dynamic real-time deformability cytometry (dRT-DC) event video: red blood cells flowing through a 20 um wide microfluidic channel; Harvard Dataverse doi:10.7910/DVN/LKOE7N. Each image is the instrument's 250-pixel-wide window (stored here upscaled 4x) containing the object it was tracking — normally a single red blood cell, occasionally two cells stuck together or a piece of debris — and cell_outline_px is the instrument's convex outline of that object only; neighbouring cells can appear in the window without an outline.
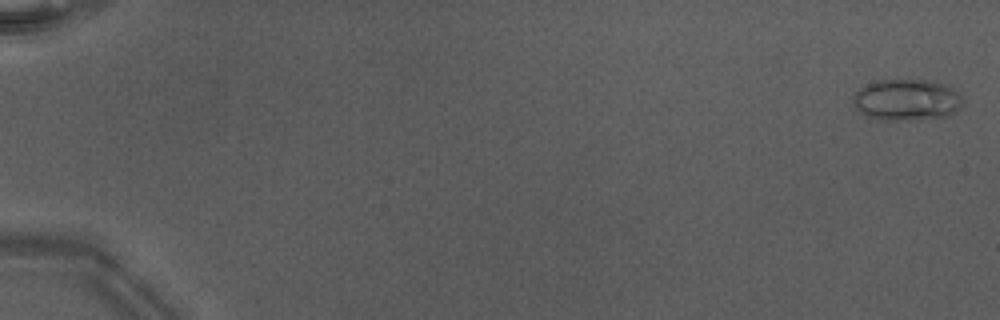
{"species": "Egyptian fruit bat (a non-hibernating species)", "species_latin": "Rousettus aegyptiacus", "temperature_condition": "warm", "stored_images_in_passage": 17, "camera_frame_rate_fps": 3000, "um_per_image_px": 0.085, "animal": {"sex": "male"}, "frame": {"image": 1, "passage_image": 1, "time_ms": 0.0, "image_size_px": [1000, 320], "cell_outline_px": [[964, 104], [960, 108], [948, 116], [908, 120], [880, 120], [864, 116], [852, 104], [852, 96], [860, 88], [868, 84], [880, 80], [932, 80], [948, 84], [960, 96]], "centroid_in_image_um": [77.06, 8.49], "position_along_channel_um": 7.9, "area_um2": 26.7}}